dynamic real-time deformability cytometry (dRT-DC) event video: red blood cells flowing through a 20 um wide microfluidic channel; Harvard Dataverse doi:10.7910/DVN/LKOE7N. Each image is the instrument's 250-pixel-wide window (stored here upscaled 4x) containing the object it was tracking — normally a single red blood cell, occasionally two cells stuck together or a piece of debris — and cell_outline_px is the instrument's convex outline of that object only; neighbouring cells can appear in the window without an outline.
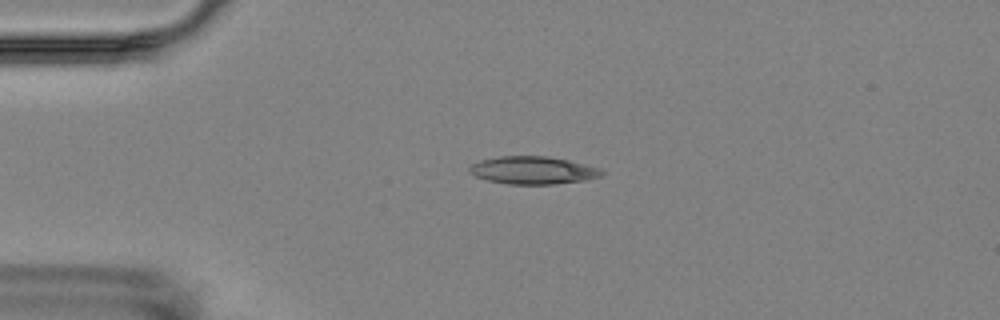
{"species": "Egyptian fruit bat (a non-hibernating species)", "species_latin": "Rousettus aegyptiacus", "temperature_condition": "room temperature", "stored_images_in_passage": 6, "camera_frame_rate_fps": 3000, "um_per_image_px": 0.085, "animal": {"sex": "female"}, "frame": {"image": 1, "passage_image": 4, "time_ms": 4.333, "image_size_px": [1000, 320], "cell_outline_px": [[604, 176], [584, 180], [556, 184], [508, 184], [488, 180], [476, 176], [468, 172], [468, 168], [472, 164], [480, 160], [500, 156], [544, 156], [568, 160], [600, 168], [604, 172]], "centroid_in_image_um": [45.31, 14.47], "position_along_channel_um": 39.7, "area_um2": 21.33}}
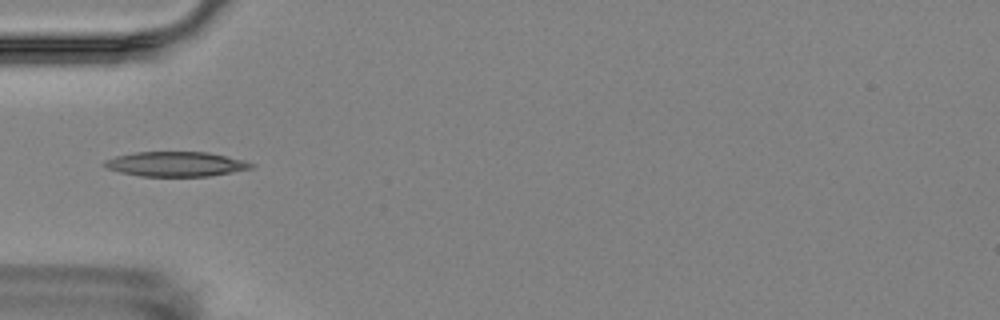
{"frame": {"image": 2, "passage_image": 5, "time_ms": 6.0, "image_size_px": [1000, 320], "cell_outline_px": [[256, 164], [252, 168], [232, 172], [208, 176], [140, 176], [120, 172], [108, 168], [100, 164], [104, 160], [116, 156], [136, 152], [208, 152], [244, 160]], "centroid_in_image_um": [14.94, 13.94], "position_along_channel_um": 70.1, "area_um2": 21.15}}